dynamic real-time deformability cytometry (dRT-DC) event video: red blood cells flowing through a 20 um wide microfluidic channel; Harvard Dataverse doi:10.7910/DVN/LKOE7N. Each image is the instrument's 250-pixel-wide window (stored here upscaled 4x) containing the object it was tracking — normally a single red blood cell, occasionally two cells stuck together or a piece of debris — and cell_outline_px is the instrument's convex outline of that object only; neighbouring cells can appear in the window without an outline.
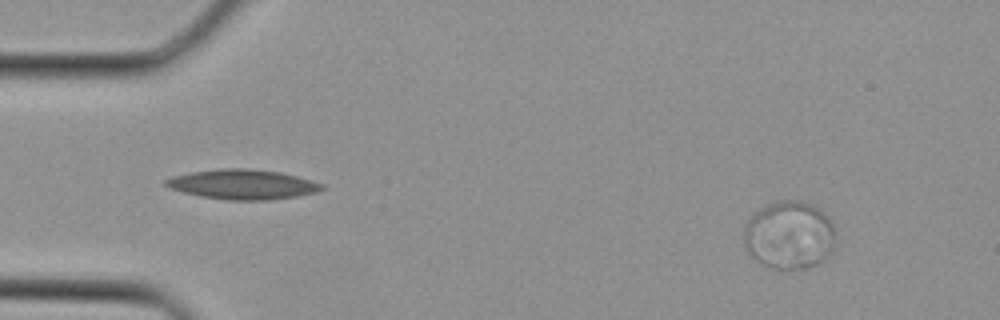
{"species": "Egyptian fruit bat (a non-hibernating species)", "species_latin": "Rousettus aegyptiacus", "temperature_condition": "cold", "stored_images_in_passage": 3, "camera_frame_rate_fps": 3000, "um_per_image_px": 0.085, "animal": {"sex": "female"}, "frame": {"image": 1, "passage_image": 1, "time_ms": 0.0, "image_size_px": [1000, 320], "cell_outline_px": [[832, 252], [824, 260], [808, 268], [772, 268], [756, 260], [744, 248], [744, 232], [748, 220], [760, 208], [776, 200], [800, 200], [812, 204], [820, 208], [832, 220]], "centroid_in_image_um": [67.08, 19.96], "position_along_channel_um": 17.9, "area_um2": 36.24}}
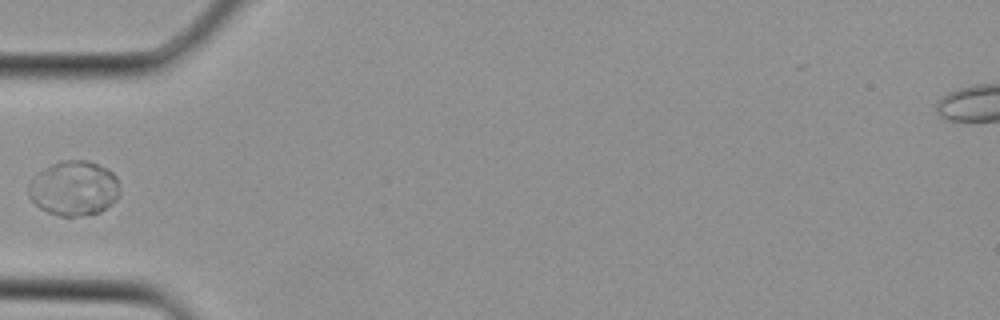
{"frame": {"image": 2, "passage_image": 3, "time_ms": 0.667, "image_size_px": [1000, 320], "cell_outline_px": [[120, 192], [116, 200], [112, 204], [100, 212], [80, 216], [60, 216], [48, 212], [40, 208], [28, 196], [28, 184], [32, 176], [36, 172], [60, 160], [88, 160], [100, 164], [108, 168], [116, 176], [120, 188]], "centroid_in_image_um": [6.28, 15.98], "position_along_channel_um": 78.7, "area_um2": 29.65}}